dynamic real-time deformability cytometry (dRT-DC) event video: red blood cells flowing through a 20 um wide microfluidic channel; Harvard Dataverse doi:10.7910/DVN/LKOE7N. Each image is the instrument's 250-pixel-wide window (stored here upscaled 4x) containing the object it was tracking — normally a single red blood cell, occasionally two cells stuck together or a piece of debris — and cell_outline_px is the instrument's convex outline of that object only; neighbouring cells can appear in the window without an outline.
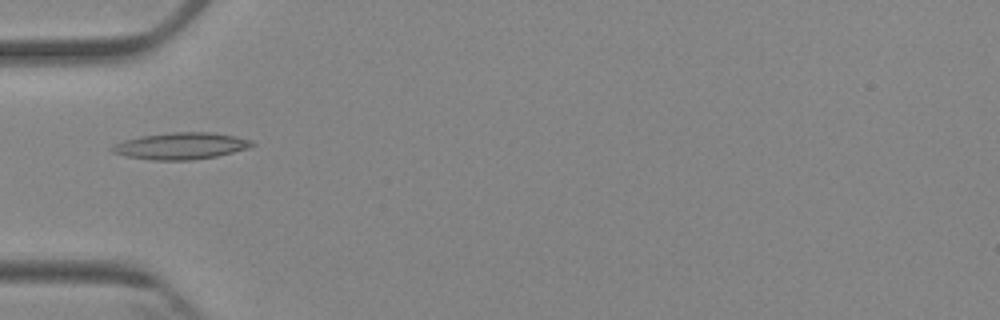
{"species": "Egyptian fruit bat (a non-hibernating species)", "species_latin": "Rousettus aegyptiacus", "temperature_condition": "cold", "stored_images_in_passage": 8, "camera_frame_rate_fps": 3000, "um_per_image_px": 0.085, "animal": {"sex": "female"}, "frame": {"image": 1, "passage_image": 5, "time_ms": 5.0, "image_size_px": [1000, 320], "cell_outline_px": [[256, 144], [248, 148], [216, 156], [192, 160], [156, 160], [128, 156], [112, 152], [108, 148], [112, 144], [124, 140], [140, 136], [168, 132], [208, 132], [236, 136], [252, 140]], "centroid_in_image_um": [15.35, 12.39], "position_along_channel_um": 69.6, "area_um2": 21.79}}
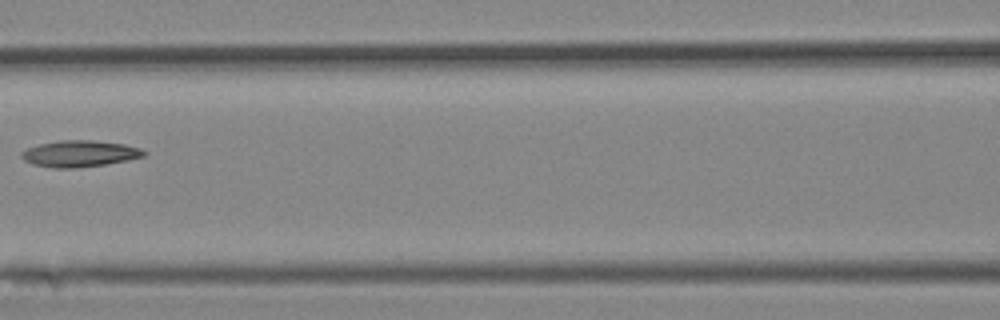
{"frame": {"image": 2, "passage_image": 7, "time_ms": 7.333, "image_size_px": [1000, 320], "cell_outline_px": [[148, 152], [144, 156], [128, 160], [104, 164], [76, 168], [56, 168], [32, 164], [24, 160], [20, 156], [20, 152], [28, 148], [40, 144], [60, 140], [92, 140], [124, 144], [140, 148]], "centroid_in_image_um": [6.77, 13.06], "position_along_channel_um": 159.8, "area_um2": 18.79}}
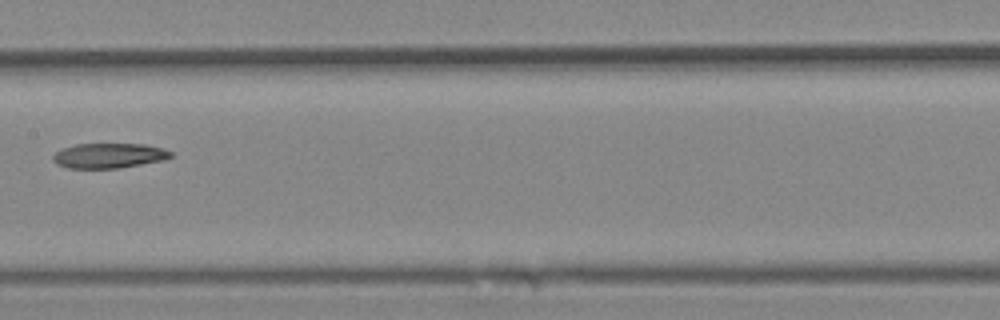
{"frame": {"image": 3, "passage_image": 8, "time_ms": 8.333, "image_size_px": [1000, 320], "cell_outline_px": [[172, 156], [164, 160], [116, 168], [68, 168], [56, 164], [52, 160], [52, 156], [56, 152], [64, 148], [76, 144], [144, 144], [164, 148], [172, 152]], "centroid_in_image_um": [9.25, 13.22], "position_along_channel_um": 198.1, "area_um2": 17.05}}